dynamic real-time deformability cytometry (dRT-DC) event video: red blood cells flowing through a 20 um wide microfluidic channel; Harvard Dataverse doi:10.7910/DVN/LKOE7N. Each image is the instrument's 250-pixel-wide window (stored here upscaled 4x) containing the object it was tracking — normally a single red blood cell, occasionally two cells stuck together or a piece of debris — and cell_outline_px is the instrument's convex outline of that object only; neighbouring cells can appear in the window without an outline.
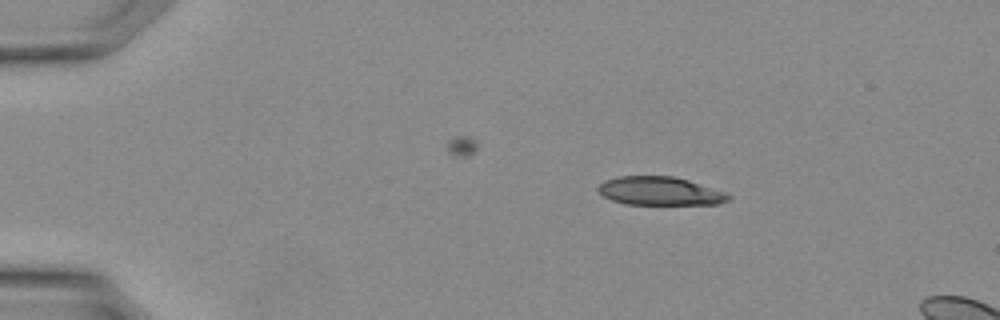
{"species": "Egyptian fruit bat (a non-hibernating species)", "species_latin": "Rousettus aegyptiacus", "temperature_condition": "warm", "stored_images_in_passage": 6, "camera_frame_rate_fps": 3000, "um_per_image_px": 0.085, "animal": {"sex": "female"}, "frame": {"image": 1, "passage_image": 1, "time_ms": 0.0, "image_size_px": [1000, 320], "cell_outline_px": [[732, 200], [720, 204], [624, 204], [612, 200], [604, 196], [596, 188], [604, 180], [616, 176], [672, 176], [688, 180], [728, 192], [732, 196]], "centroid_in_image_um": [56.14, 16.24], "position_along_channel_um": 28.9, "area_um2": 21.85}}